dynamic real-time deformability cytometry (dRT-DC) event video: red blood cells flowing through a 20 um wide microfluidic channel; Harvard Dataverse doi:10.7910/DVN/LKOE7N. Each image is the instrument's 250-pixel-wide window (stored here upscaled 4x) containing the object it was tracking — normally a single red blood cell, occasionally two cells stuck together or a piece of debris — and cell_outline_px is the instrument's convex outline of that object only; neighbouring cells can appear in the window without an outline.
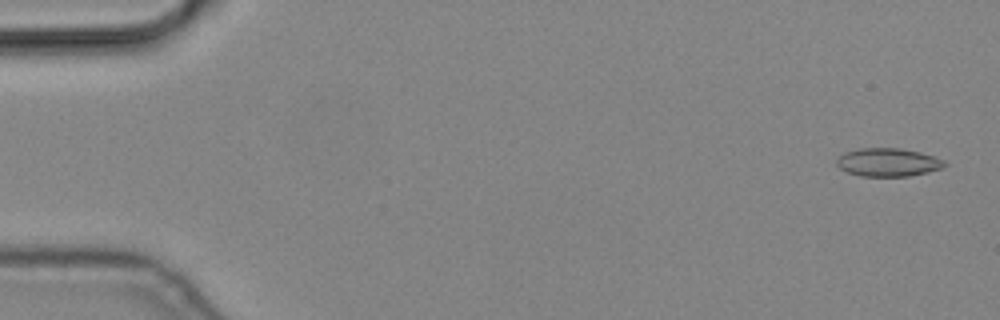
{"species": "common noctule bat (a hibernating species)", "species_latin": "Nyctalus noctula", "temperature_condition": "cold", "stored_images_in_passage": 4, "camera_frame_rate_fps": 3000, "um_per_image_px": 0.085, "animal": {"sex": "male", "body_mass_g": 19.2, "forearm_length_mm": 51.8}, "frame": {"image": 1, "passage_image": 1, "time_ms": 0.0, "image_size_px": [1000, 320], "cell_outline_px": [[948, 164], [944, 168], [928, 172], [908, 176], [860, 176], [848, 172], [840, 168], [836, 164], [836, 160], [844, 152], [860, 148], [900, 148], [920, 152], [944, 160]], "centroid_in_image_um": [75.5, 13.79], "position_along_channel_um": 9.5, "area_um2": 17.8}}